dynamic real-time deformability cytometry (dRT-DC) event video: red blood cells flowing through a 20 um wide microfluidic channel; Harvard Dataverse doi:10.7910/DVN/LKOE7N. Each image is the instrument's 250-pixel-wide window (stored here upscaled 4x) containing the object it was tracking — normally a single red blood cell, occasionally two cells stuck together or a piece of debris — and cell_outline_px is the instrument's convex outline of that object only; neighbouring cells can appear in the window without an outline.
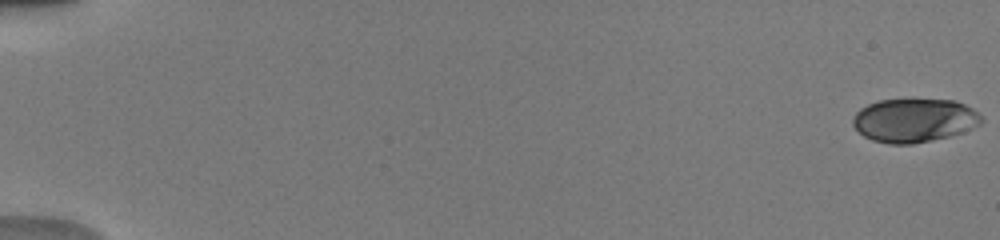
{"species": "human", "species_latin": "Homo sapiens", "temperature_condition": "warm", "stored_images_in_passage": 52, "camera_frame_rate_fps": 3000, "um_per_image_px": 0.085, "donor": {"sex": "male"}, "frame": {"image": 1, "passage_image": 1, "time_ms": 0.0, "image_size_px": [1000, 240], "cell_outline_px": [[984, 120], [980, 124], [972, 128], [948, 136], [912, 144], [888, 144], [872, 140], [864, 136], [852, 124], [852, 120], [856, 112], [860, 108], [868, 104], [880, 100], [956, 100], [972, 108], [984, 116]], "centroid_in_image_um": [77.71, 10.22], "position_along_channel_um": 7.3, "area_um2": 32.6}}
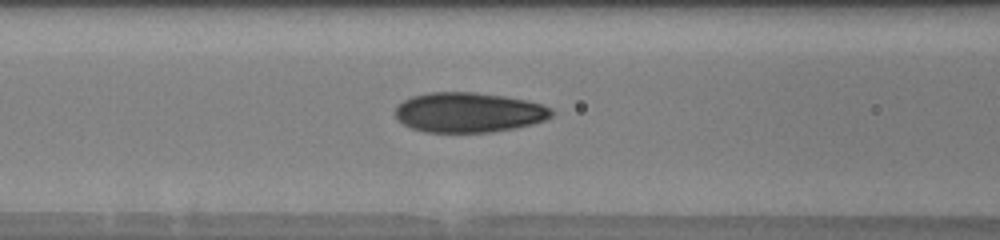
{"frame": {"image": 2, "passage_image": 24, "time_ms": 7.667, "image_size_px": [1000, 240], "cell_outline_px": [[556, 112], [552, 116], [544, 120], [532, 124], [516, 128], [492, 132], [424, 132], [412, 128], [404, 124], [396, 116], [396, 104], [412, 96], [428, 92], [476, 92], [504, 96], [524, 100], [540, 104], [552, 108]], "centroid_in_image_um": [39.85, 9.55], "position_along_channel_um": 126.8, "area_um2": 36.47}}
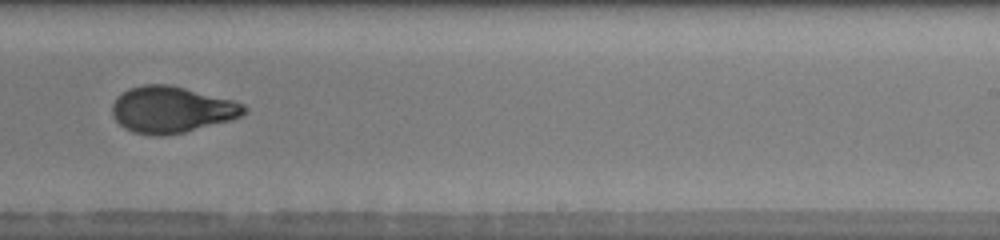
{"frame": {"image": 3, "passage_image": 35, "time_ms": 11.333, "image_size_px": [1000, 240], "cell_outline_px": [[248, 108], [240, 116], [232, 120], [184, 132], [164, 136], [152, 136], [132, 132], [124, 128], [112, 116], [112, 104], [116, 96], [128, 88], [144, 84], [168, 84], [232, 100], [244, 104]], "centroid_in_image_um": [14.54, 9.32], "position_along_channel_um": 274.5, "area_um2": 35.78}, "authors_computed_cell_mechanics": {"area_um2": 34.5066, "velocity_mm_per_s": 4.0337, "shape_relaxation_time_tau1_ms": 6.2658, "shape_relaxation_time_tau2_ms": 0.8777, "deformation_change_tau1": 0.2354, "deformation_change_tau2": 0.0566}}